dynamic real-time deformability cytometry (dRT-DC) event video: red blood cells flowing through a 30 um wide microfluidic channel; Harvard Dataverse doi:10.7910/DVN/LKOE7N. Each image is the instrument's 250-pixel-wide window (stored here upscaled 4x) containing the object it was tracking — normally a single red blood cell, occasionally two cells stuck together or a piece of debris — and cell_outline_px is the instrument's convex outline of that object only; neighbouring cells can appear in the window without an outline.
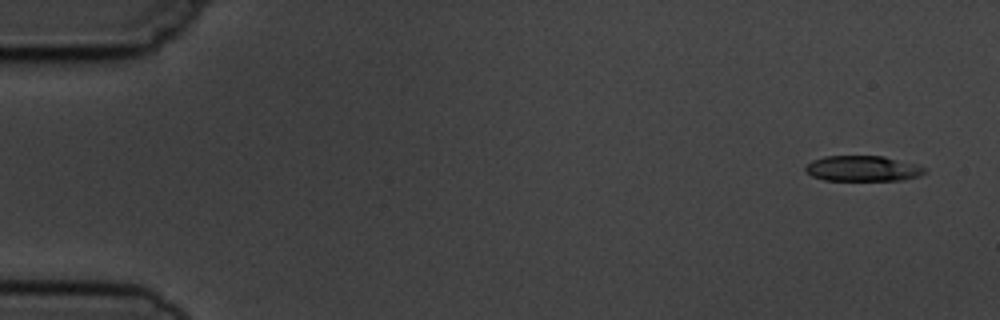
{"species": "common noctule bat (a hibernating species)", "species_latin": "Nyctalus noctula", "temperature_condition": "cold", "stored_images_in_passage": 4, "camera_frame_rate_fps": 3000, "um_per_image_px": 0.085, "animal": {"sex": "male", "body_mass_g": 19.5, "forearm_length_mm": 54.6}, "frame": {"image": 1, "passage_image": 1, "time_ms": 0.0, "image_size_px": [1000, 320], "cell_outline_px": [[928, 168], [924, 172], [916, 176], [900, 180], [824, 180], [812, 176], [804, 168], [804, 164], [812, 160], [824, 156], [884, 156], [916, 164]], "centroid_in_image_um": [73.29, 14.31], "position_along_channel_um": 11.7, "area_um2": 17.69}}
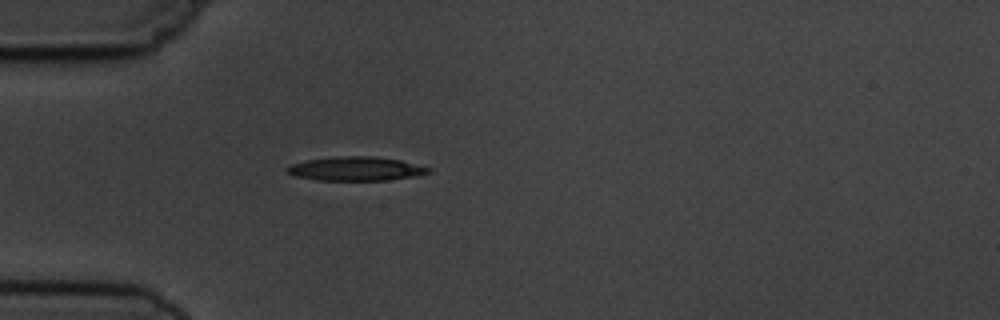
{"frame": {"image": 2, "passage_image": 4, "time_ms": 4.333, "image_size_px": [1000, 320], "cell_outline_px": [[432, 172], [416, 176], [388, 180], [316, 180], [296, 176], [288, 172], [284, 168], [292, 164], [304, 160], [336, 156], [372, 156], [400, 160], [432, 168]], "centroid_in_image_um": [30.26, 14.34], "position_along_channel_um": 54.7, "area_um2": 19.83}}